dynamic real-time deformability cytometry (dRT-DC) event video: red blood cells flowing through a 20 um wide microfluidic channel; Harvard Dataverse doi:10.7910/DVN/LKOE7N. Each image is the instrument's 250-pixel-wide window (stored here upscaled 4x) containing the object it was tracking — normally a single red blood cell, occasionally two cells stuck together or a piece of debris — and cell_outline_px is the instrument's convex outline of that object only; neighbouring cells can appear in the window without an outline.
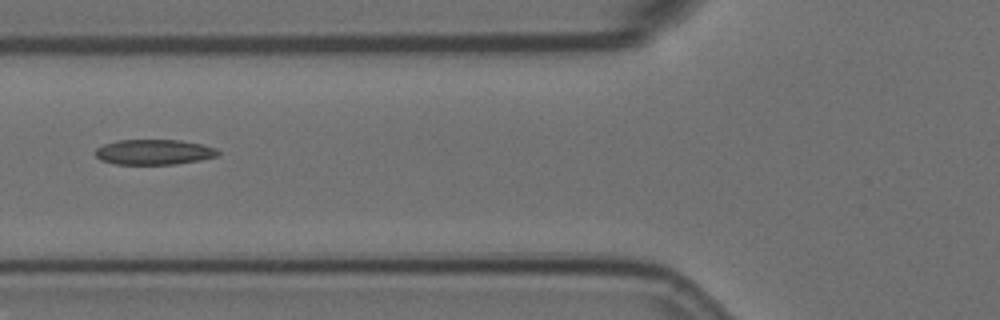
{"species": "Egyptian fruit bat (a non-hibernating species)", "species_latin": "Rousettus aegyptiacus", "temperature_condition": "room temperature", "stored_images_in_passage": 13, "camera_frame_rate_fps": 3000, "um_per_image_px": 0.085, "animal": {"sex": "female"}, "frame": {"image": 1, "passage_image": 4, "time_ms": 1.0, "image_size_px": [1000, 320], "cell_outline_px": [[220, 152], [216, 156], [200, 160], [176, 164], [116, 164], [100, 160], [96, 156], [96, 148], [104, 144], [120, 140], [180, 140], [200, 144], [216, 148]], "centroid_in_image_um": [13.08, 12.92], "position_along_channel_um": 112.7, "area_um2": 17.92}}
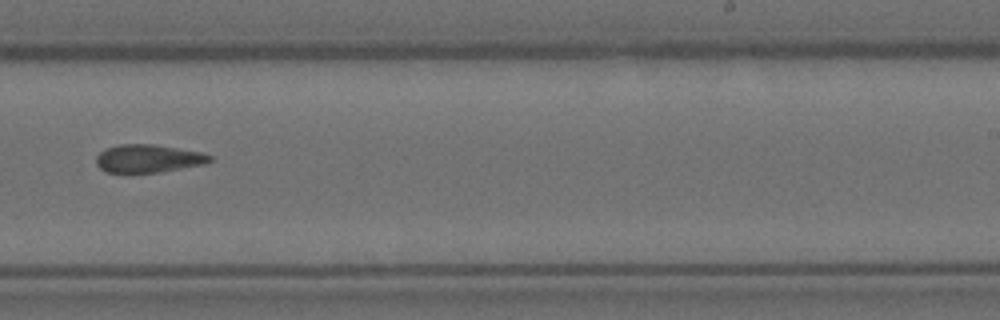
{"frame": {"image": 2, "passage_image": 8, "time_ms": 2.333, "image_size_px": [1000, 320], "cell_outline_px": [[212, 160], [200, 164], [160, 172], [108, 172], [100, 168], [96, 164], [96, 156], [100, 152], [108, 148], [120, 144], [152, 144], [200, 152], [212, 156]], "centroid_in_image_um": [12.56, 13.47], "position_along_channel_um": 276.4, "area_um2": 18.09}}
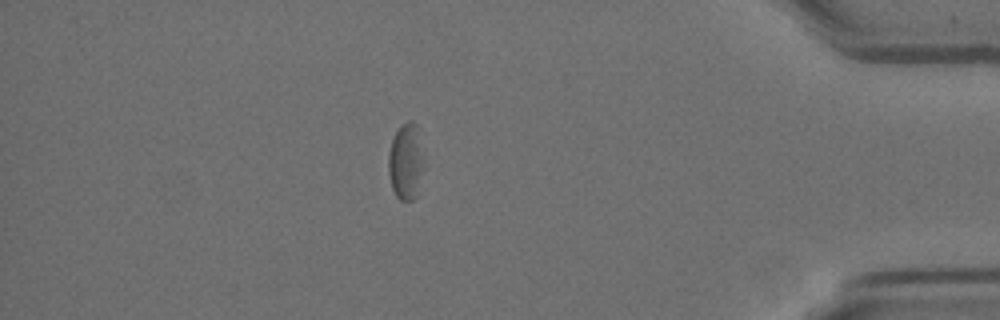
{"frame": {"image": 3, "passage_image": 12, "time_ms": 3.667, "image_size_px": [1000, 320], "cell_outline_px": [[420, 172], [416, 196], [412, 200], [400, 200], [396, 196], [392, 188], [388, 172], [388, 152], [392, 140], [396, 132], [408, 120], [412, 120], [420, 128]], "centroid_in_image_um": [34.44, 13.7], "position_along_channel_um": 400.8, "area_um2": 15.14}}